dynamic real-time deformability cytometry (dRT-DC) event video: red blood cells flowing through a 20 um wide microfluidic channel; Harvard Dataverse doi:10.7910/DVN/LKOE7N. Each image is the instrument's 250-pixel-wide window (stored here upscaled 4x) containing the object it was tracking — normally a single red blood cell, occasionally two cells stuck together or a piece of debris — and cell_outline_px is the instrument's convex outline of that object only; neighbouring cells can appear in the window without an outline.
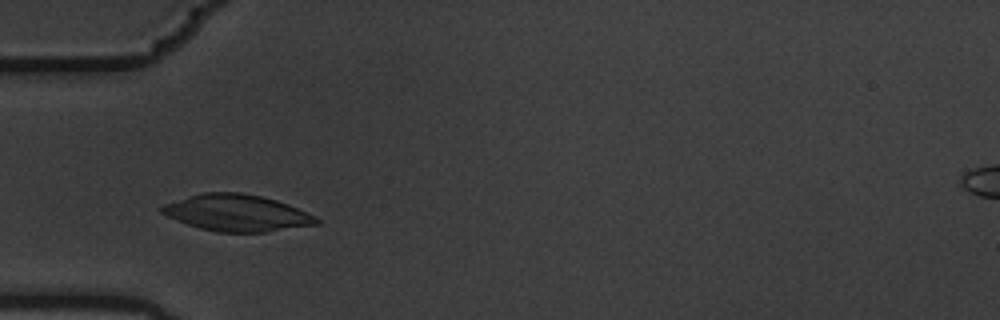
{"species": "common noctule bat (a hibernating species)", "species_latin": "Nyctalus noctula", "temperature_condition": "warm", "stored_images_in_passage": 4, "camera_frame_rate_fps": 3000, "um_per_image_px": 0.085, "animal": {"sex": "male", "body_mass_g": 19.5, "forearm_length_mm": 54.6}, "frame": {"image": 1, "passage_image": 3, "time_ms": 0.667, "image_size_px": [1000, 320], "cell_outline_px": [[320, 224], [268, 232], [216, 232], [200, 228], [176, 220], [160, 212], [160, 208], [164, 204], [200, 192], [240, 192], [260, 196], [276, 200], [288, 204], [316, 216], [320, 220]], "centroid_in_image_um": [20.15, 18.1], "position_along_channel_um": 64.8, "area_um2": 33.06}}
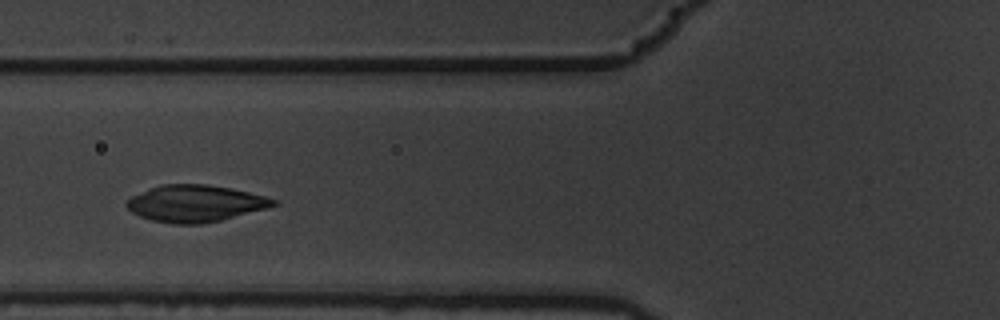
{"frame": {"image": 2, "passage_image": 4, "time_ms": 1.0, "image_size_px": [1000, 320], "cell_outline_px": [[280, 204], [220, 220], [200, 224], [172, 224], [152, 220], [140, 216], [132, 212], [124, 204], [132, 196], [160, 184], [208, 184], [248, 192], [264, 196], [276, 200]], "centroid_in_image_um": [16.57, 17.29], "position_along_channel_um": 109.2, "area_um2": 31.1}}